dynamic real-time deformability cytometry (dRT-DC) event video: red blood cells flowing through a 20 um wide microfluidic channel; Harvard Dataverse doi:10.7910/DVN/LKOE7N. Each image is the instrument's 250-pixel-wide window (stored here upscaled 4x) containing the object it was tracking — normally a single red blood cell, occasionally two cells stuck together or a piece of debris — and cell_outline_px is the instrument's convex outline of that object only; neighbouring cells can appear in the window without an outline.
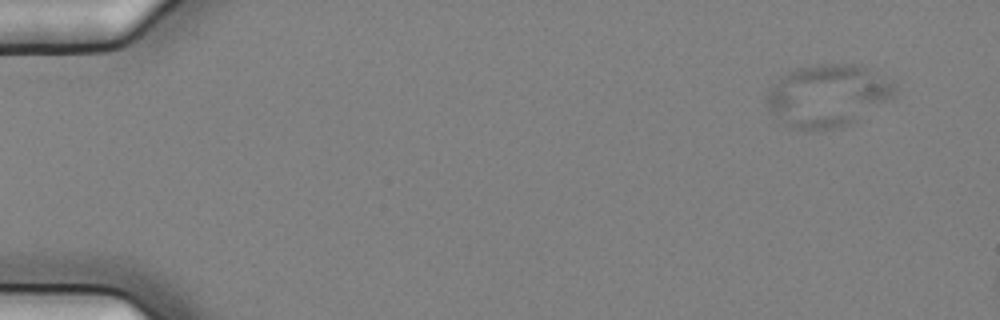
{"species": "common noctule bat (a hibernating species)", "species_latin": "Nyctalus noctula", "temperature_condition": "cold", "stored_images_in_passage": 4, "camera_frame_rate_fps": 3000, "um_per_image_px": 0.085, "animal": {"sex": "female", "body_mass_g": 25.1}, "frame": {"image": 1, "passage_image": 1, "time_ms": 0.0, "image_size_px": [1000, 320], "cell_outline_px": [[896, 96], [856, 120], [840, 128], [796, 128], [768, 112], [764, 104], [764, 96], [768, 88], [780, 76], [796, 68], [816, 64], [860, 64], [868, 68], [892, 84], [896, 88]], "centroid_in_image_um": [70.29, 8.09], "position_along_channel_um": 14.7, "area_um2": 46.18}}